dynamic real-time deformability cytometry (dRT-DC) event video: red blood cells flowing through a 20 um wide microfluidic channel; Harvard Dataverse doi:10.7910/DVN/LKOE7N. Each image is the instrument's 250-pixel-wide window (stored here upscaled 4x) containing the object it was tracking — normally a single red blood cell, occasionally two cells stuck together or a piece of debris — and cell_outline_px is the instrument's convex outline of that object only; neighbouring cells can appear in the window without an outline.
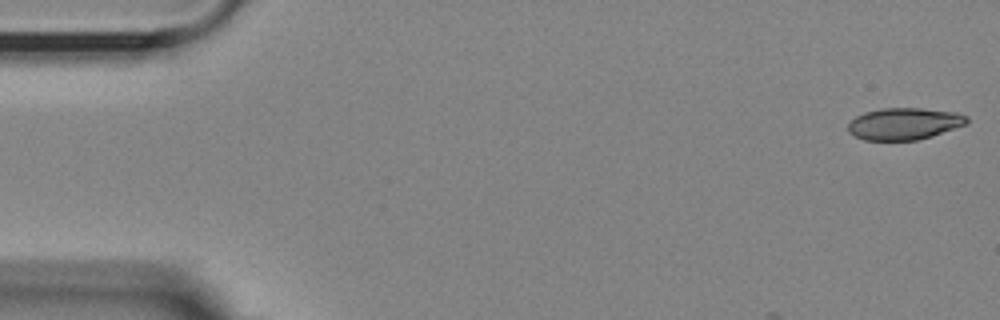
{"species": "Egyptian fruit bat (a non-hibernating species)", "species_latin": "Rousettus aegyptiacus", "temperature_condition": "room temperature", "stored_images_in_passage": 5, "camera_frame_rate_fps": 3000, "um_per_image_px": 0.085, "animal": {"sex": "female"}, "frame": {"image": 1, "passage_image": 1, "time_ms": 0.0, "image_size_px": [1000, 320], "cell_outline_px": [[968, 124], [932, 136], [916, 140], [864, 140], [848, 132], [848, 124], [856, 116], [864, 112], [880, 108], [920, 108], [956, 112], [968, 116]], "centroid_in_image_um": [76.87, 10.51], "position_along_channel_um": 8.1, "area_um2": 22.14}}